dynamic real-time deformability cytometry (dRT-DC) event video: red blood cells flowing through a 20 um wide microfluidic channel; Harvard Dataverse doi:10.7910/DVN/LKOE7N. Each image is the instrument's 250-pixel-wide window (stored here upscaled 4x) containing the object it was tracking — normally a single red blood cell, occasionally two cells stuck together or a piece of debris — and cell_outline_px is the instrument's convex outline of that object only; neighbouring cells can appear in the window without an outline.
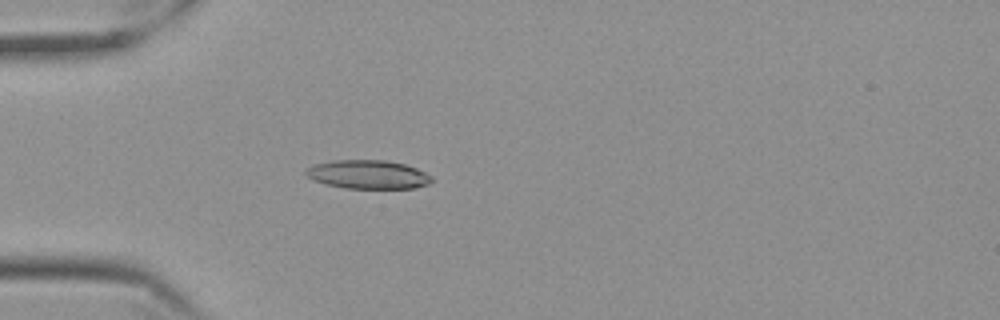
{"species": "Egyptian fruit bat (a non-hibernating species)", "species_latin": "Rousettus aegyptiacus", "temperature_condition": "cold", "stored_images_in_passage": 59, "camera_frame_rate_fps": 3000, "um_per_image_px": 0.085, "frame": {"image": 1, "passage_image": 18, "time_ms": 5.667, "image_size_px": [1000, 320], "cell_outline_px": [[432, 180], [428, 184], [412, 188], [344, 188], [324, 184], [312, 180], [304, 172], [304, 168], [316, 164], [336, 160], [384, 160], [404, 164], [416, 168], [432, 176]], "centroid_in_image_um": [31.24, 14.83], "position_along_channel_um": 53.8, "area_um2": 20.98}}
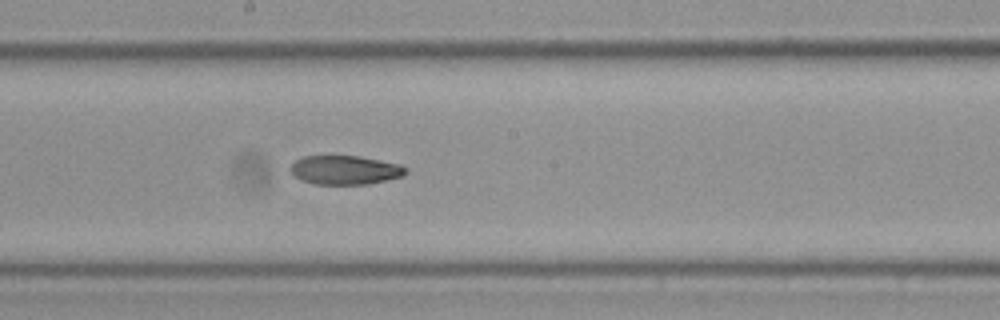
{"frame": {"image": 2, "passage_image": 33, "time_ms": 10.667, "image_size_px": [1000, 320], "cell_outline_px": [[408, 172], [404, 176], [368, 184], [316, 184], [300, 180], [288, 168], [296, 160], [304, 156], [360, 156], [400, 164], [408, 168]], "centroid_in_image_um": [29.36, 14.45], "position_along_channel_um": 218.8, "area_um2": 19.54}}
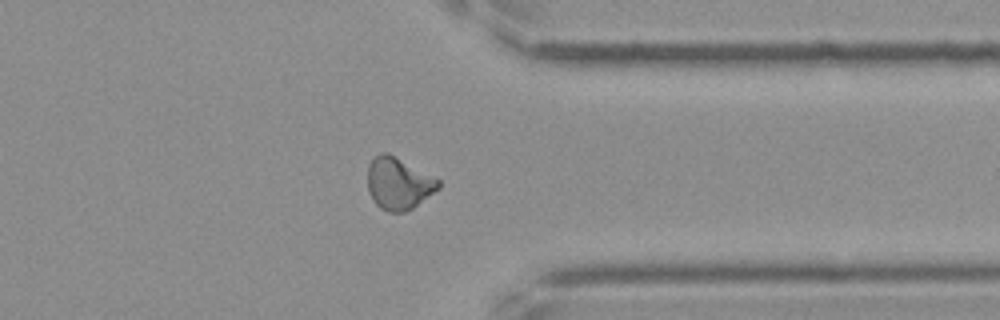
{"frame": {"image": 3, "passage_image": 47, "time_ms": 15.333, "image_size_px": [1000, 320], "cell_outline_px": [[440, 188], [412, 208], [404, 212], [388, 212], [380, 208], [376, 204], [368, 192], [368, 168], [372, 160], [380, 152], [388, 152], [440, 180]], "centroid_in_image_um": [33.87, 15.6], "position_along_channel_um": 377.5, "area_um2": 21.33}, "authors_computed_cell_mechanics": {"area_um2": 20.8658, "velocity_mm_per_s": 3.4836, "shape_relaxation_time_tau1_ms": 9.024, "shape_relaxation_time_tau2_ms": 8.8393, "deformation_change_tau1": 0.1666, "deformation_change_tau2": 0.1234}}